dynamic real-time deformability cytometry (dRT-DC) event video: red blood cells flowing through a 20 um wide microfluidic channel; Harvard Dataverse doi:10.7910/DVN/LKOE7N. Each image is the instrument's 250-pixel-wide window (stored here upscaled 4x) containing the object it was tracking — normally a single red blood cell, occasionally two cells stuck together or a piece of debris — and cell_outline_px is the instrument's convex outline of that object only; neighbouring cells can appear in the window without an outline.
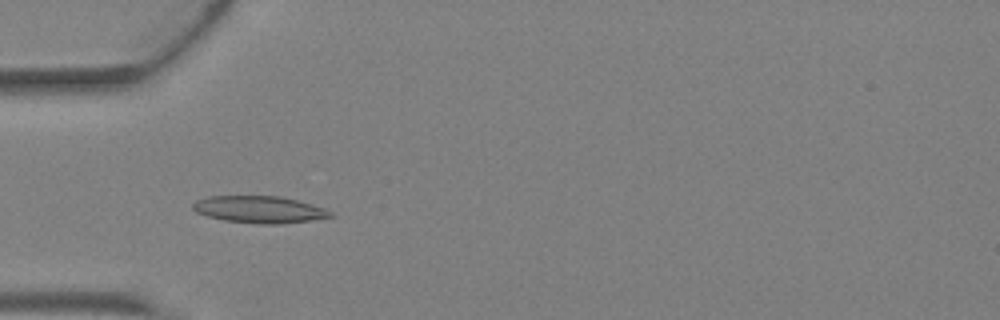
{"species": "Egyptian fruit bat (a non-hibernating species)", "species_latin": "Rousettus aegyptiacus", "temperature_condition": "warm", "stored_images_in_passage": 3, "camera_frame_rate_fps": 3000, "um_per_image_px": 0.085, "animal": {"sex": "female"}, "frame": {"image": 1, "passage_image": 2, "time_ms": 0.333, "image_size_px": [1000, 320], "cell_outline_px": [[336, 216], [312, 220], [276, 224], [260, 224], [224, 220], [208, 216], [196, 212], [192, 208], [192, 204], [196, 200], [208, 196], [280, 196], [296, 200], [324, 208], [332, 212]], "centroid_in_image_um": [22.04, 17.8], "position_along_channel_um": 63.0, "area_um2": 21.56}}
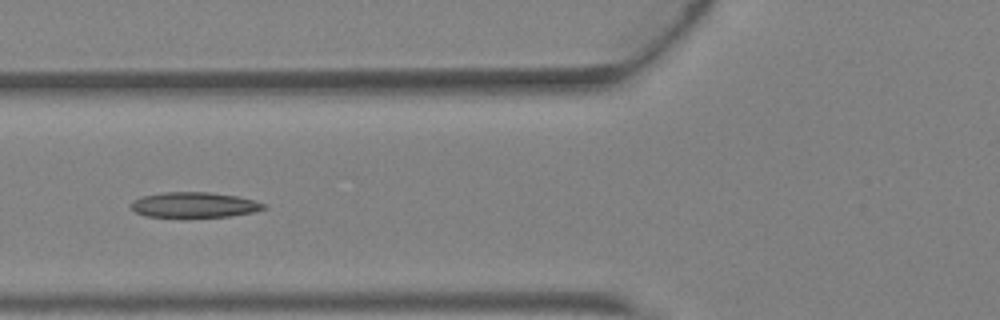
{"frame": {"image": 2, "passage_image": 3, "time_ms": 0.667, "image_size_px": [1000, 320], "cell_outline_px": [[264, 208], [256, 212], [232, 216], [148, 216], [136, 212], [128, 204], [132, 200], [140, 196], [164, 192], [212, 192], [236, 196], [252, 200], [264, 204]], "centroid_in_image_um": [16.47, 17.39], "position_along_channel_um": 109.3, "area_um2": 19.36}}